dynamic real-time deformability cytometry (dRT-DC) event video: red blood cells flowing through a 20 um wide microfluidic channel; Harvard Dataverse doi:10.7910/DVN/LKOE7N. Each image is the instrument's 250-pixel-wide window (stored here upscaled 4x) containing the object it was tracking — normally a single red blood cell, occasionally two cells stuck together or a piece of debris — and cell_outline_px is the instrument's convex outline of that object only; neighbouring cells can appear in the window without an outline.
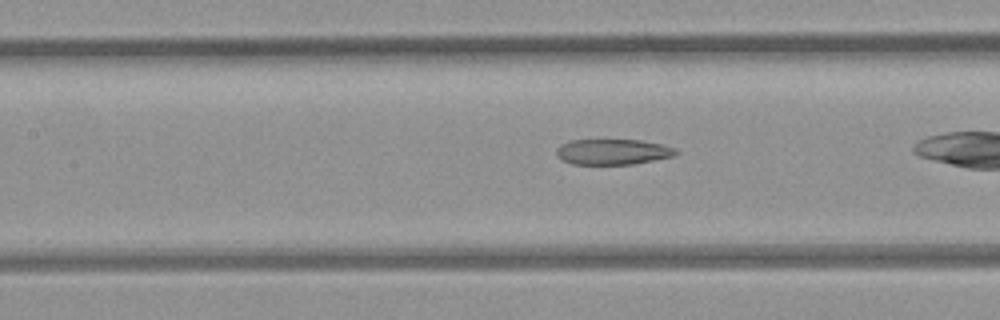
{"species": "common noctule bat (a hibernating species)", "species_latin": "Nyctalus noctula", "temperature_condition": "room temperature", "stored_images_in_passage": 30, "camera_frame_rate_fps": 3000, "um_per_image_px": 0.085, "animal": {"sex": "female", "body_mass_g": 21.9}, "frame": {"image": 1, "passage_image": 13, "time_ms": 4.0, "image_size_px": [1000, 320], "cell_outline_px": [[680, 152], [672, 156], [632, 164], [572, 164], [564, 160], [556, 152], [556, 148], [560, 144], [572, 140], [640, 140], [664, 144], [676, 148]], "centroid_in_image_um": [52.12, 12.89], "position_along_channel_um": 155.3, "area_um2": 17.69}}
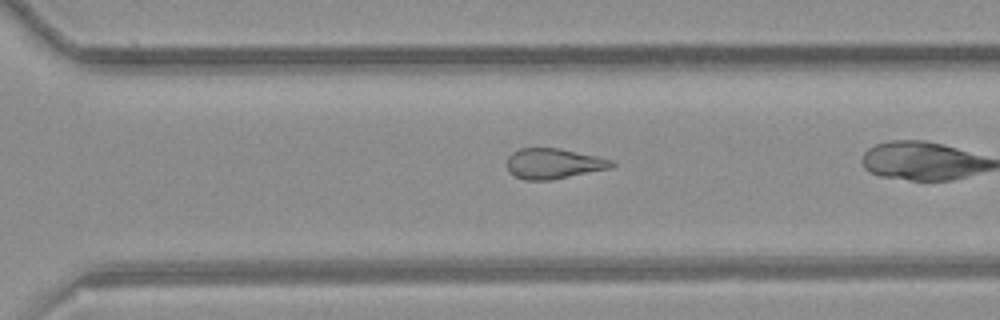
{"frame": {"image": 2, "passage_image": 26, "time_ms": 8.333, "image_size_px": [1000, 320], "cell_outline_px": [[616, 164], [612, 168], [552, 180], [524, 180], [508, 172], [508, 156], [512, 152], [520, 148], [560, 148], [600, 156], [616, 160]], "centroid_in_image_um": [47.12, 13.9], "position_along_channel_um": 323.5, "area_um2": 18.9}}